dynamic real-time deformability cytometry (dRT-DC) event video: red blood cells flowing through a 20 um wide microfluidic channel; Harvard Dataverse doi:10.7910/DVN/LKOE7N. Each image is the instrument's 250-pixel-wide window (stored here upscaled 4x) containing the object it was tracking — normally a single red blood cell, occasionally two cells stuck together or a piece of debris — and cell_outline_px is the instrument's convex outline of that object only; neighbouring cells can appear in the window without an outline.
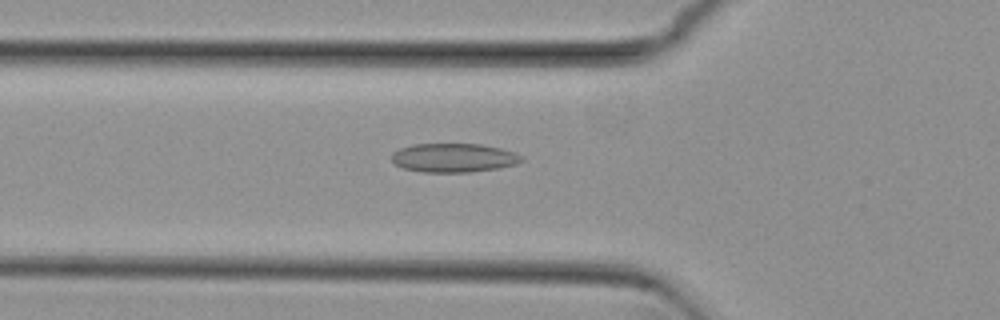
{"species": "common noctule bat (a hibernating species)", "species_latin": "Nyctalus noctula", "temperature_condition": "cold", "stored_images_in_passage": 53, "camera_frame_rate_fps": 3000, "um_per_image_px": 0.085, "animal": {"sex": "female", "body_mass_g": 29.2, "forearm_length_mm": 56.3}, "frame": {"image": 1, "passage_image": 18, "time_ms": 5.667, "image_size_px": [1000, 320], "cell_outline_px": [[524, 160], [516, 164], [500, 168], [472, 172], [424, 172], [404, 168], [396, 164], [392, 160], [392, 152], [400, 148], [412, 144], [480, 144], [500, 148], [516, 152], [524, 156]], "centroid_in_image_um": [38.61, 13.41], "position_along_channel_um": 87.2, "area_um2": 22.02}}
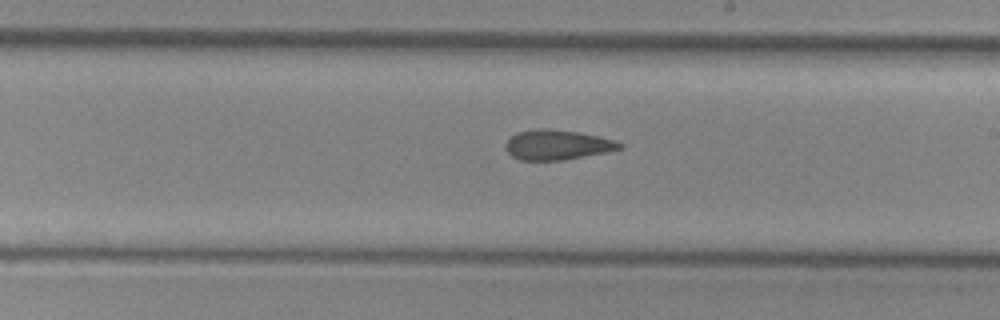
{"frame": {"image": 2, "passage_image": 30, "time_ms": 9.667, "image_size_px": [1000, 320], "cell_outline_px": [[624, 144], [620, 148], [608, 152], [564, 160], [520, 160], [512, 156], [508, 152], [504, 144], [516, 132], [536, 128], [548, 128], [576, 132], [596, 136], [612, 140]], "centroid_in_image_um": [47.32, 12.31], "position_along_channel_um": 241.7, "area_um2": 19.77}}
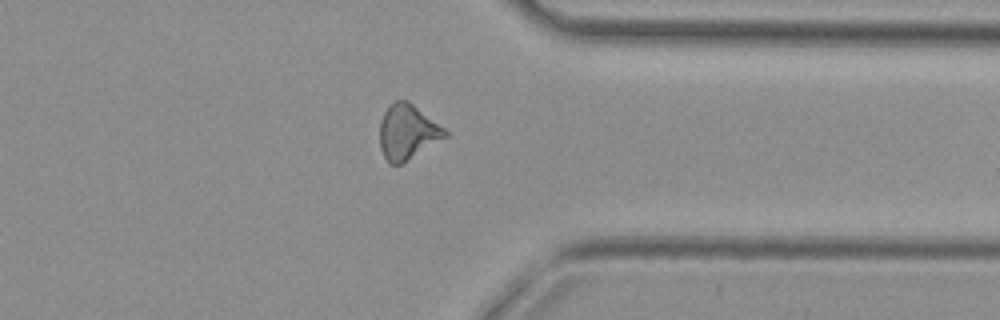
{"frame": {"image": 3, "passage_image": 41, "time_ms": 13.333, "image_size_px": [1000, 320], "cell_outline_px": [[448, 136], [400, 164], [388, 164], [380, 148], [380, 120], [388, 104], [396, 100], [408, 100], [444, 128], [448, 132]], "centroid_in_image_um": [34.61, 11.2], "position_along_channel_um": 376.8, "area_um2": 20.81}, "authors_computed_cell_mechanics": {"area_um2": 20.808, "velocity_mm_per_s": 3.8414, "shape_relaxation_time_tau1_ms": null, "shape_relaxation_time_tau2_ms": 4.8358, "deformation_change_tau1": null, "deformation_change_tau2": 0.1489}}